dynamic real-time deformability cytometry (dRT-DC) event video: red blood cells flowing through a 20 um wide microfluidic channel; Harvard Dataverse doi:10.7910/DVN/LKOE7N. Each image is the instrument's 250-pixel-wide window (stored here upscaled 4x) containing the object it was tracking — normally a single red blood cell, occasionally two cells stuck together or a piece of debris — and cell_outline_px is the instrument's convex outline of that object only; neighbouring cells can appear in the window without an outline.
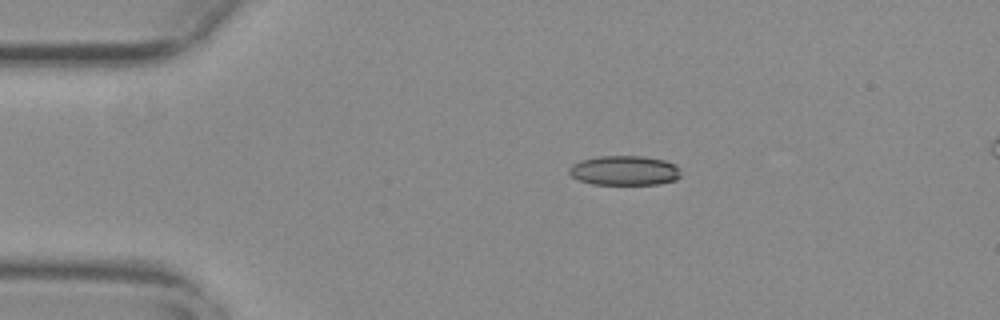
{"species": "common noctule bat (a hibernating species)", "species_latin": "Nyctalus noctula", "temperature_condition": "warm", "stored_images_in_passage": 45, "camera_frame_rate_fps": 3000, "um_per_image_px": 0.085, "animal": {"sex": "female", "body_mass_g": 29.2, "forearm_length_mm": 56.3}, "frame": {"image": 1, "passage_image": 1, "time_ms": 0.0, "image_size_px": [1000, 320], "cell_outline_px": [[680, 176], [676, 180], [660, 184], [592, 184], [580, 180], [572, 176], [568, 172], [568, 168], [572, 164], [580, 160], [600, 156], [644, 156], [664, 160], [676, 164], [680, 168]], "centroid_in_image_um": [53.1, 14.49], "position_along_channel_um": 31.9, "area_um2": 19.42}}
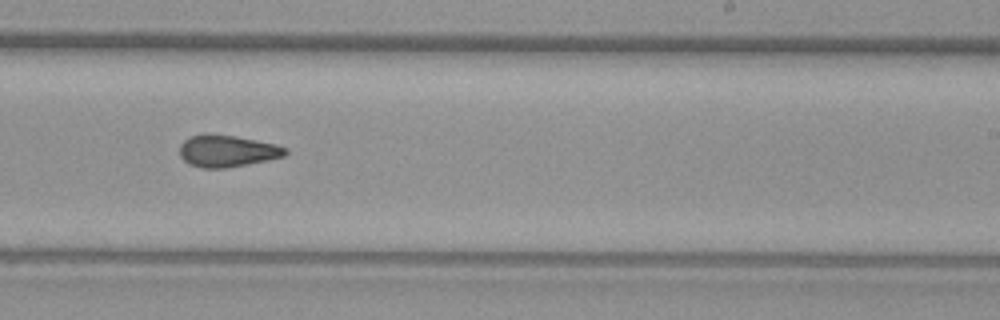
{"frame": {"image": 2, "passage_image": 24, "time_ms": 7.667, "image_size_px": [1000, 320], "cell_outline_px": [[288, 152], [284, 156], [268, 160], [228, 168], [200, 168], [188, 164], [180, 156], [180, 144], [184, 140], [192, 136], [236, 136], [276, 144], [288, 148]], "centroid_in_image_um": [19.34, 12.87], "position_along_channel_um": 269.7, "area_um2": 19.31}}
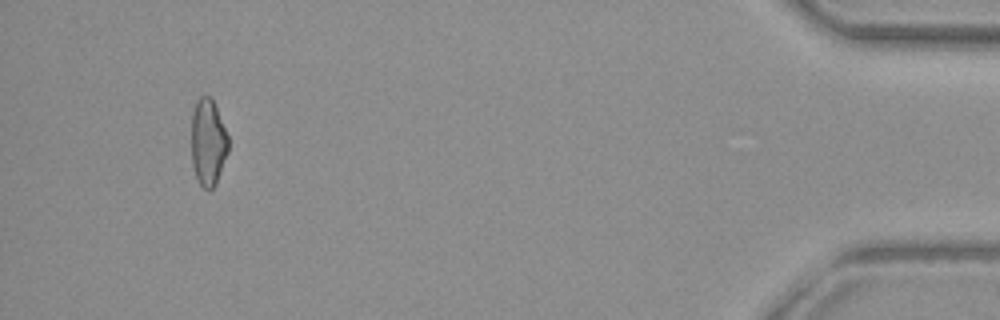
{"frame": {"image": 3, "passage_image": 42, "time_ms": 13.667, "image_size_px": [1000, 320], "cell_outline_px": [[228, 152], [216, 184], [208, 192], [200, 184], [196, 176], [192, 164], [192, 112], [196, 100], [200, 96], [208, 96], [212, 100], [216, 108], [228, 136]], "centroid_in_image_um": [17.68, 12.12], "position_along_channel_um": 417.5, "area_um2": 18.55}, "authors_computed_cell_mechanics": {"area_um2": 19.5942, "velocity_mm_per_s": 3.7435, "shape_relaxation_time_tau1_ms": null, "shape_relaxation_time_tau2_ms": 3.4291, "deformation_change_tau1": null, "deformation_change_tau2": 0.1037}}